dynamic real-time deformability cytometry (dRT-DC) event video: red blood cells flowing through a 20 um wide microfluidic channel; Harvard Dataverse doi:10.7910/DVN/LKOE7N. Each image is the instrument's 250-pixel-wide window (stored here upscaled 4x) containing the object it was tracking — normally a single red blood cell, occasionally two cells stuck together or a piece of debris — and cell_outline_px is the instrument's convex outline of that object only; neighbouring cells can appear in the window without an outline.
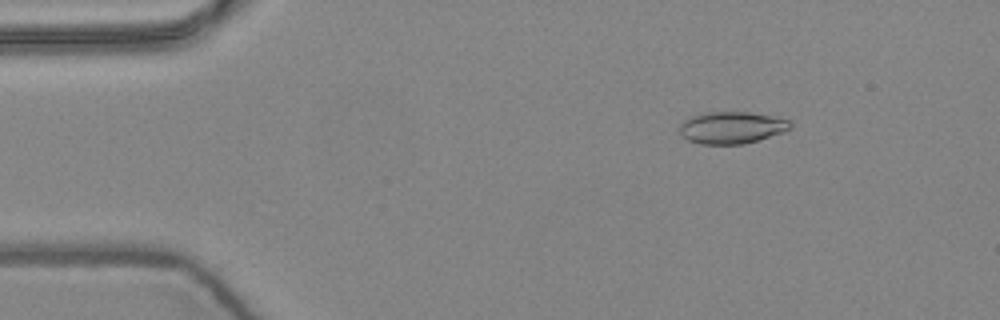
{"species": "common noctule bat (a hibernating species)", "species_latin": "Nyctalus noctula", "temperature_condition": "warm", "stored_images_in_passage": 5, "camera_frame_rate_fps": 3000, "um_per_image_px": 0.085, "animal": {"sex": "female", "body_mass_g": 24.6, "forearm_length_mm": 56.2}, "frame": {"image": 1, "passage_image": 2, "time_ms": 0.333, "image_size_px": [1000, 320], "cell_outline_px": [[792, 128], [784, 132], [744, 144], [700, 144], [688, 140], [680, 136], [676, 128], [688, 116], [704, 112], [748, 112], [772, 116], [792, 120]], "centroid_in_image_um": [62.15, 10.84], "position_along_channel_um": 22.9, "area_um2": 21.1}}